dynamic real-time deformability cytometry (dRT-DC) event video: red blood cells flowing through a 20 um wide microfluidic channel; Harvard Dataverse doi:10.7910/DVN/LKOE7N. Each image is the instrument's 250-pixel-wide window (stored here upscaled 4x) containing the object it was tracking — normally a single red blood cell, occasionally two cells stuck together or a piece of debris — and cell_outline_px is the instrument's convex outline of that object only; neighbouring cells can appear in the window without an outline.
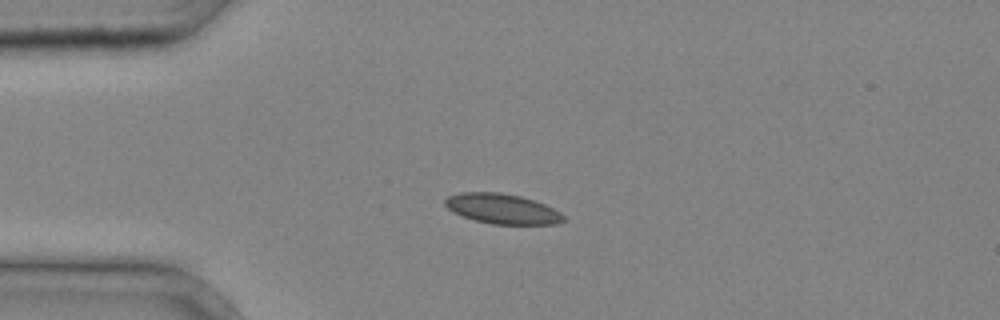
{"species": "common noctule bat (a hibernating species)", "species_latin": "Nyctalus noctula", "temperature_condition": "cold", "stored_images_in_passage": 34, "camera_frame_rate_fps": 3000, "um_per_image_px": 0.085, "animal": {"sex": "male", "body_mass_g": 20.4}, "frame": {"image": 1, "passage_image": 5, "time_ms": 1.333, "image_size_px": [1000, 320], "cell_outline_px": [[564, 220], [556, 224], [492, 224], [476, 220], [452, 212], [444, 204], [444, 200], [448, 196], [460, 192], [500, 192], [520, 196], [544, 204], [560, 212], [564, 216]], "centroid_in_image_um": [42.66, 17.74], "position_along_channel_um": 42.3, "area_um2": 20.58}}
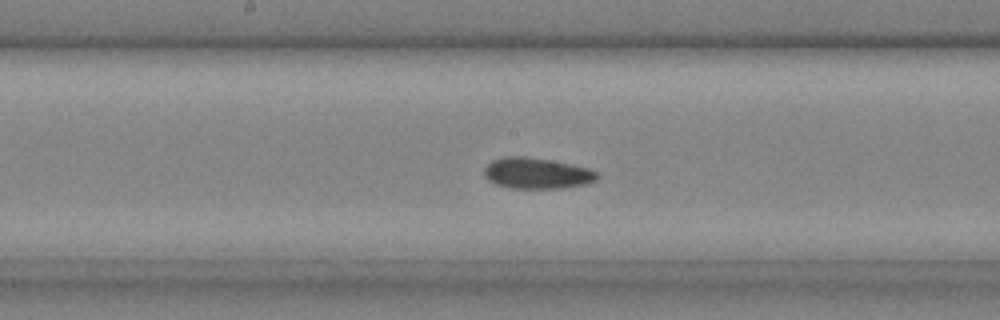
{"frame": {"image": 2, "passage_image": 16, "time_ms": 5.0, "image_size_px": [1000, 320], "cell_outline_px": [[600, 176], [596, 180], [584, 184], [560, 188], [508, 188], [496, 184], [488, 180], [484, 176], [484, 168], [492, 160], [500, 156], [528, 156], [552, 160], [572, 164], [588, 168], [596, 172]], "centroid_in_image_um": [45.6, 14.71], "position_along_channel_um": 202.6, "area_um2": 20.58}}
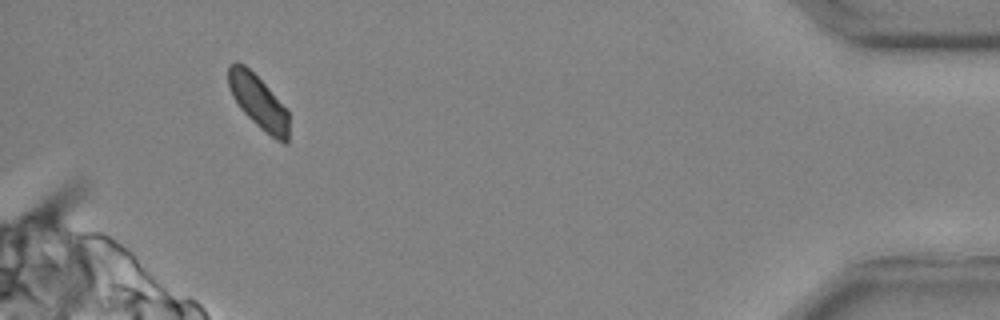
{"frame": {"image": 3, "passage_image": 32, "time_ms": 10.333, "image_size_px": [1000, 320], "cell_outline_px": [[288, 144], [284, 144], [276, 140], [260, 128], [240, 108], [232, 96], [228, 84], [228, 64], [236, 60], [244, 64], [288, 108]], "centroid_in_image_um": [21.97, 8.65], "position_along_channel_um": 413.2, "area_um2": 18.9}}